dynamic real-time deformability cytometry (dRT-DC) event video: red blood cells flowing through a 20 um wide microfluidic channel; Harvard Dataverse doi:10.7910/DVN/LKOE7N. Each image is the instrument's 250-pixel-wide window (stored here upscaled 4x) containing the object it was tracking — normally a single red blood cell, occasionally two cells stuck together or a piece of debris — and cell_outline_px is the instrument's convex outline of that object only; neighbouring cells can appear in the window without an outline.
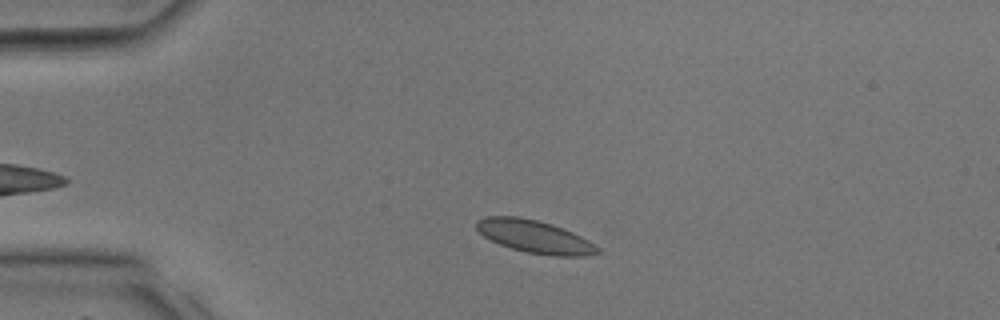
{"species": "common noctule bat (a hibernating species)", "species_latin": "Nyctalus noctula", "temperature_condition": "room temperature", "stored_images_in_passage": 31, "camera_frame_rate_fps": 3000, "um_per_image_px": 0.085, "animal": {"sex": "male", "body_mass_g": 17.9, "forearm_length_mm": 54.2}, "frame": {"image": 1, "passage_image": 4, "time_ms": 1.0, "image_size_px": [1000, 320], "cell_outline_px": [[600, 252], [584, 256], [552, 256], [528, 252], [512, 248], [500, 244], [484, 236], [476, 228], [476, 220], [484, 216], [520, 216], [552, 224], [572, 232], [588, 240], [600, 248]], "centroid_in_image_um": [45.44, 20.1], "position_along_channel_um": 39.6, "area_um2": 22.95}}
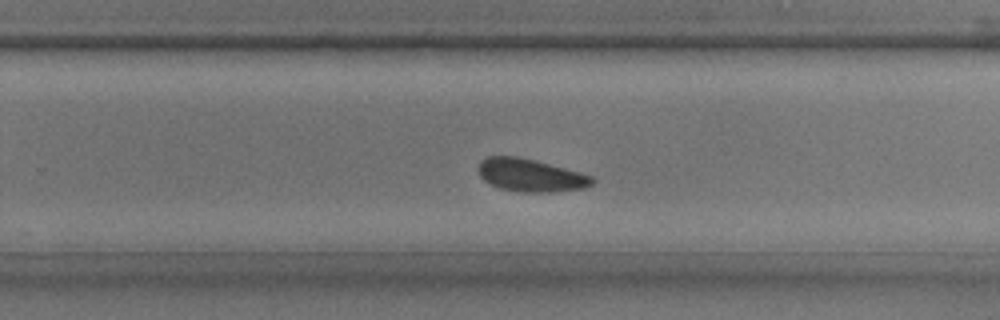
{"frame": {"image": 2, "passage_image": 19, "time_ms": 6.0, "image_size_px": [1000, 320], "cell_outline_px": [[596, 180], [592, 184], [584, 188], [552, 192], [524, 192], [500, 188], [484, 180], [480, 176], [476, 168], [480, 160], [488, 156], [516, 156], [536, 160], [580, 172], [592, 176]], "centroid_in_image_um": [45.08, 14.88], "position_along_channel_um": 284.7, "area_um2": 21.85}}
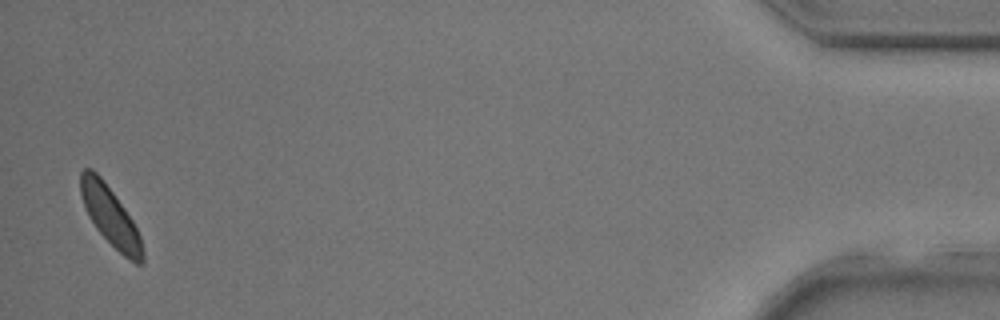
{"frame": {"image": 3, "passage_image": 31, "time_ms": 10.0, "image_size_px": [1000, 320], "cell_outline_px": [[144, 264], [136, 264], [124, 256], [96, 228], [88, 216], [80, 192], [80, 172], [84, 168], [92, 168], [100, 176], [124, 208], [132, 220], [140, 236], [144, 252]], "centroid_in_image_um": [9.38, 18.38], "position_along_channel_um": 425.8, "area_um2": 20.92}}